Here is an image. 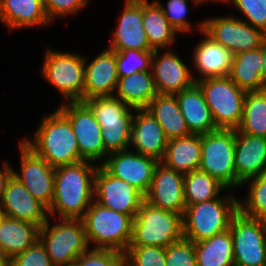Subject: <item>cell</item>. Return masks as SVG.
Here are the masks:
<instances>
[{"instance_id": "681fc988", "label": "cell", "mask_w": 266, "mask_h": 266, "mask_svg": "<svg viewBox=\"0 0 266 266\" xmlns=\"http://www.w3.org/2000/svg\"><path fill=\"white\" fill-rule=\"evenodd\" d=\"M6 217L7 216H6L5 209H4V207H3V205H2V203L0 201V225L5 220Z\"/></svg>"}, {"instance_id": "f35d334b", "label": "cell", "mask_w": 266, "mask_h": 266, "mask_svg": "<svg viewBox=\"0 0 266 266\" xmlns=\"http://www.w3.org/2000/svg\"><path fill=\"white\" fill-rule=\"evenodd\" d=\"M154 1L159 5L164 16L167 18L170 25L178 32V34L180 32L182 34H187L188 32L193 31V24L190 23V20H188V18H186L189 9L187 1L190 0H168L167 7L164 6L163 3L159 0ZM191 1H193V4H195L196 6L200 4L203 5V2H205L204 0Z\"/></svg>"}, {"instance_id": "83f0119b", "label": "cell", "mask_w": 266, "mask_h": 266, "mask_svg": "<svg viewBox=\"0 0 266 266\" xmlns=\"http://www.w3.org/2000/svg\"><path fill=\"white\" fill-rule=\"evenodd\" d=\"M200 159L201 135L190 134L168 140L166 153L161 162L185 175L199 169Z\"/></svg>"}, {"instance_id": "7dc6e473", "label": "cell", "mask_w": 266, "mask_h": 266, "mask_svg": "<svg viewBox=\"0 0 266 266\" xmlns=\"http://www.w3.org/2000/svg\"><path fill=\"white\" fill-rule=\"evenodd\" d=\"M263 69H262V81L266 86V40L263 43Z\"/></svg>"}, {"instance_id": "f1b7e54d", "label": "cell", "mask_w": 266, "mask_h": 266, "mask_svg": "<svg viewBox=\"0 0 266 266\" xmlns=\"http://www.w3.org/2000/svg\"><path fill=\"white\" fill-rule=\"evenodd\" d=\"M39 239V227L6 217L0 225V251L11 260Z\"/></svg>"}, {"instance_id": "4dcf8cb0", "label": "cell", "mask_w": 266, "mask_h": 266, "mask_svg": "<svg viewBox=\"0 0 266 266\" xmlns=\"http://www.w3.org/2000/svg\"><path fill=\"white\" fill-rule=\"evenodd\" d=\"M143 29L153 50L172 49L178 35L155 1L143 0Z\"/></svg>"}, {"instance_id": "5b68a950", "label": "cell", "mask_w": 266, "mask_h": 266, "mask_svg": "<svg viewBox=\"0 0 266 266\" xmlns=\"http://www.w3.org/2000/svg\"><path fill=\"white\" fill-rule=\"evenodd\" d=\"M183 238V215L160 209L144 200L133 219L129 246L166 248Z\"/></svg>"}, {"instance_id": "ffe728a7", "label": "cell", "mask_w": 266, "mask_h": 266, "mask_svg": "<svg viewBox=\"0 0 266 266\" xmlns=\"http://www.w3.org/2000/svg\"><path fill=\"white\" fill-rule=\"evenodd\" d=\"M87 60L85 57L84 101L114 96L119 79L115 51L106 48L91 62Z\"/></svg>"}, {"instance_id": "1f68e13d", "label": "cell", "mask_w": 266, "mask_h": 266, "mask_svg": "<svg viewBox=\"0 0 266 266\" xmlns=\"http://www.w3.org/2000/svg\"><path fill=\"white\" fill-rule=\"evenodd\" d=\"M198 266H234L233 239L230 229L194 243Z\"/></svg>"}, {"instance_id": "cb8c5ba5", "label": "cell", "mask_w": 266, "mask_h": 266, "mask_svg": "<svg viewBox=\"0 0 266 266\" xmlns=\"http://www.w3.org/2000/svg\"><path fill=\"white\" fill-rule=\"evenodd\" d=\"M0 20L11 32L51 22L42 0H0Z\"/></svg>"}, {"instance_id": "f546056e", "label": "cell", "mask_w": 266, "mask_h": 266, "mask_svg": "<svg viewBox=\"0 0 266 266\" xmlns=\"http://www.w3.org/2000/svg\"><path fill=\"white\" fill-rule=\"evenodd\" d=\"M157 94L152 71H144L120 77L114 96L133 109H143Z\"/></svg>"}, {"instance_id": "8fae6325", "label": "cell", "mask_w": 266, "mask_h": 266, "mask_svg": "<svg viewBox=\"0 0 266 266\" xmlns=\"http://www.w3.org/2000/svg\"><path fill=\"white\" fill-rule=\"evenodd\" d=\"M58 109L72 125L80 156L86 161L99 162L101 165L106 160L108 153L103 145L101 125L96 120L91 108L83 101H75L64 102Z\"/></svg>"}, {"instance_id": "603a6c76", "label": "cell", "mask_w": 266, "mask_h": 266, "mask_svg": "<svg viewBox=\"0 0 266 266\" xmlns=\"http://www.w3.org/2000/svg\"><path fill=\"white\" fill-rule=\"evenodd\" d=\"M130 147L134 151L162 161L168 144L165 133L157 120L143 109H134Z\"/></svg>"}, {"instance_id": "d590c367", "label": "cell", "mask_w": 266, "mask_h": 266, "mask_svg": "<svg viewBox=\"0 0 266 266\" xmlns=\"http://www.w3.org/2000/svg\"><path fill=\"white\" fill-rule=\"evenodd\" d=\"M101 124L120 122L134 109L115 96L94 97L84 101Z\"/></svg>"}, {"instance_id": "8d00e7d4", "label": "cell", "mask_w": 266, "mask_h": 266, "mask_svg": "<svg viewBox=\"0 0 266 266\" xmlns=\"http://www.w3.org/2000/svg\"><path fill=\"white\" fill-rule=\"evenodd\" d=\"M133 111L122 121L101 124L102 141L105 151L109 154L130 148Z\"/></svg>"}, {"instance_id": "836d02e7", "label": "cell", "mask_w": 266, "mask_h": 266, "mask_svg": "<svg viewBox=\"0 0 266 266\" xmlns=\"http://www.w3.org/2000/svg\"><path fill=\"white\" fill-rule=\"evenodd\" d=\"M240 133L266 137V89L246 92Z\"/></svg>"}, {"instance_id": "44dd1931", "label": "cell", "mask_w": 266, "mask_h": 266, "mask_svg": "<svg viewBox=\"0 0 266 266\" xmlns=\"http://www.w3.org/2000/svg\"><path fill=\"white\" fill-rule=\"evenodd\" d=\"M1 203L8 218L27 221L41 228L48 220V209L14 176L8 182Z\"/></svg>"}, {"instance_id": "74e56055", "label": "cell", "mask_w": 266, "mask_h": 266, "mask_svg": "<svg viewBox=\"0 0 266 266\" xmlns=\"http://www.w3.org/2000/svg\"><path fill=\"white\" fill-rule=\"evenodd\" d=\"M115 54L119 78L136 72L151 71L154 51L127 49L115 51Z\"/></svg>"}, {"instance_id": "7bdbcfd3", "label": "cell", "mask_w": 266, "mask_h": 266, "mask_svg": "<svg viewBox=\"0 0 266 266\" xmlns=\"http://www.w3.org/2000/svg\"><path fill=\"white\" fill-rule=\"evenodd\" d=\"M166 266H198L194 243L185 238L165 248Z\"/></svg>"}, {"instance_id": "b9f144b4", "label": "cell", "mask_w": 266, "mask_h": 266, "mask_svg": "<svg viewBox=\"0 0 266 266\" xmlns=\"http://www.w3.org/2000/svg\"><path fill=\"white\" fill-rule=\"evenodd\" d=\"M233 4L245 17L242 19L266 33V0H225L223 4Z\"/></svg>"}, {"instance_id": "9c48e42d", "label": "cell", "mask_w": 266, "mask_h": 266, "mask_svg": "<svg viewBox=\"0 0 266 266\" xmlns=\"http://www.w3.org/2000/svg\"><path fill=\"white\" fill-rule=\"evenodd\" d=\"M44 57L42 77L58 90L65 102H84V55L46 48Z\"/></svg>"}, {"instance_id": "484cf974", "label": "cell", "mask_w": 266, "mask_h": 266, "mask_svg": "<svg viewBox=\"0 0 266 266\" xmlns=\"http://www.w3.org/2000/svg\"><path fill=\"white\" fill-rule=\"evenodd\" d=\"M145 109L160 124L168 140L191 134L175 94L158 93Z\"/></svg>"}, {"instance_id": "f6af8a7d", "label": "cell", "mask_w": 266, "mask_h": 266, "mask_svg": "<svg viewBox=\"0 0 266 266\" xmlns=\"http://www.w3.org/2000/svg\"><path fill=\"white\" fill-rule=\"evenodd\" d=\"M46 13L51 22L55 17H65L78 14L79 10L84 9L90 0H42Z\"/></svg>"}, {"instance_id": "ba28073f", "label": "cell", "mask_w": 266, "mask_h": 266, "mask_svg": "<svg viewBox=\"0 0 266 266\" xmlns=\"http://www.w3.org/2000/svg\"><path fill=\"white\" fill-rule=\"evenodd\" d=\"M49 219L39 228V240L45 246L52 265L74 263L89 249L82 219L59 218L53 226Z\"/></svg>"}, {"instance_id": "bcb514c9", "label": "cell", "mask_w": 266, "mask_h": 266, "mask_svg": "<svg viewBox=\"0 0 266 266\" xmlns=\"http://www.w3.org/2000/svg\"><path fill=\"white\" fill-rule=\"evenodd\" d=\"M3 162V168L0 170V201L7 188L9 180L13 176V167L5 160Z\"/></svg>"}, {"instance_id": "d6986e66", "label": "cell", "mask_w": 266, "mask_h": 266, "mask_svg": "<svg viewBox=\"0 0 266 266\" xmlns=\"http://www.w3.org/2000/svg\"><path fill=\"white\" fill-rule=\"evenodd\" d=\"M197 24V30L204 38L197 42L195 50L192 51L193 68L200 74L194 78V81L228 76L233 63V53L203 31L204 20Z\"/></svg>"}, {"instance_id": "7402d4cb", "label": "cell", "mask_w": 266, "mask_h": 266, "mask_svg": "<svg viewBox=\"0 0 266 266\" xmlns=\"http://www.w3.org/2000/svg\"><path fill=\"white\" fill-rule=\"evenodd\" d=\"M234 167L236 179L245 181L266 172V137L240 133L235 129Z\"/></svg>"}, {"instance_id": "d6a6232c", "label": "cell", "mask_w": 266, "mask_h": 266, "mask_svg": "<svg viewBox=\"0 0 266 266\" xmlns=\"http://www.w3.org/2000/svg\"><path fill=\"white\" fill-rule=\"evenodd\" d=\"M228 192L216 178L199 170L184 175V197L186 205H193L218 198Z\"/></svg>"}, {"instance_id": "3957f363", "label": "cell", "mask_w": 266, "mask_h": 266, "mask_svg": "<svg viewBox=\"0 0 266 266\" xmlns=\"http://www.w3.org/2000/svg\"><path fill=\"white\" fill-rule=\"evenodd\" d=\"M225 195L214 200L186 205L183 214L185 239L196 243L229 229L232 217L239 211V199L234 196L233 190Z\"/></svg>"}, {"instance_id": "e575fe53", "label": "cell", "mask_w": 266, "mask_h": 266, "mask_svg": "<svg viewBox=\"0 0 266 266\" xmlns=\"http://www.w3.org/2000/svg\"><path fill=\"white\" fill-rule=\"evenodd\" d=\"M248 192L243 202H238L239 211L248 217L266 222V175H260L245 181Z\"/></svg>"}, {"instance_id": "4316f807", "label": "cell", "mask_w": 266, "mask_h": 266, "mask_svg": "<svg viewBox=\"0 0 266 266\" xmlns=\"http://www.w3.org/2000/svg\"><path fill=\"white\" fill-rule=\"evenodd\" d=\"M263 45L233 56L229 78L246 92L266 89L262 81Z\"/></svg>"}, {"instance_id": "ac0fdd59", "label": "cell", "mask_w": 266, "mask_h": 266, "mask_svg": "<svg viewBox=\"0 0 266 266\" xmlns=\"http://www.w3.org/2000/svg\"><path fill=\"white\" fill-rule=\"evenodd\" d=\"M118 22L108 49L154 51L143 29V0H125Z\"/></svg>"}, {"instance_id": "9a60e30c", "label": "cell", "mask_w": 266, "mask_h": 266, "mask_svg": "<svg viewBox=\"0 0 266 266\" xmlns=\"http://www.w3.org/2000/svg\"><path fill=\"white\" fill-rule=\"evenodd\" d=\"M158 163L153 157L127 149L109 153L101 165L111 175L132 185L145 196L150 189Z\"/></svg>"}, {"instance_id": "52a82bcc", "label": "cell", "mask_w": 266, "mask_h": 266, "mask_svg": "<svg viewBox=\"0 0 266 266\" xmlns=\"http://www.w3.org/2000/svg\"><path fill=\"white\" fill-rule=\"evenodd\" d=\"M195 83L202 90L216 127L237 129L243 118L246 91L229 76L205 78Z\"/></svg>"}, {"instance_id": "60d3db41", "label": "cell", "mask_w": 266, "mask_h": 266, "mask_svg": "<svg viewBox=\"0 0 266 266\" xmlns=\"http://www.w3.org/2000/svg\"><path fill=\"white\" fill-rule=\"evenodd\" d=\"M76 266H127L125 252L89 248L75 261Z\"/></svg>"}, {"instance_id": "7c38bea8", "label": "cell", "mask_w": 266, "mask_h": 266, "mask_svg": "<svg viewBox=\"0 0 266 266\" xmlns=\"http://www.w3.org/2000/svg\"><path fill=\"white\" fill-rule=\"evenodd\" d=\"M205 19L203 31L233 55L257 49L266 40L263 30L251 26L239 17L228 15Z\"/></svg>"}, {"instance_id": "d4e9b609", "label": "cell", "mask_w": 266, "mask_h": 266, "mask_svg": "<svg viewBox=\"0 0 266 266\" xmlns=\"http://www.w3.org/2000/svg\"><path fill=\"white\" fill-rule=\"evenodd\" d=\"M175 95L191 134L203 135L218 129L202 90L196 83Z\"/></svg>"}, {"instance_id": "816d5d0a", "label": "cell", "mask_w": 266, "mask_h": 266, "mask_svg": "<svg viewBox=\"0 0 266 266\" xmlns=\"http://www.w3.org/2000/svg\"><path fill=\"white\" fill-rule=\"evenodd\" d=\"M59 266H76L75 263L68 264V265H59Z\"/></svg>"}, {"instance_id": "2e32d148", "label": "cell", "mask_w": 266, "mask_h": 266, "mask_svg": "<svg viewBox=\"0 0 266 266\" xmlns=\"http://www.w3.org/2000/svg\"><path fill=\"white\" fill-rule=\"evenodd\" d=\"M145 201L163 210L184 214V175L159 161Z\"/></svg>"}, {"instance_id": "e0dca14e", "label": "cell", "mask_w": 266, "mask_h": 266, "mask_svg": "<svg viewBox=\"0 0 266 266\" xmlns=\"http://www.w3.org/2000/svg\"><path fill=\"white\" fill-rule=\"evenodd\" d=\"M173 50L163 49L162 54L154 50L151 71L157 93L176 94L195 83L196 75L193 76L189 66Z\"/></svg>"}, {"instance_id": "30bf717a", "label": "cell", "mask_w": 266, "mask_h": 266, "mask_svg": "<svg viewBox=\"0 0 266 266\" xmlns=\"http://www.w3.org/2000/svg\"><path fill=\"white\" fill-rule=\"evenodd\" d=\"M234 266H266V222L238 211L231 219Z\"/></svg>"}, {"instance_id": "ab89813d", "label": "cell", "mask_w": 266, "mask_h": 266, "mask_svg": "<svg viewBox=\"0 0 266 266\" xmlns=\"http://www.w3.org/2000/svg\"><path fill=\"white\" fill-rule=\"evenodd\" d=\"M125 254L127 266H166L164 247L129 246Z\"/></svg>"}, {"instance_id": "4fadbf2b", "label": "cell", "mask_w": 266, "mask_h": 266, "mask_svg": "<svg viewBox=\"0 0 266 266\" xmlns=\"http://www.w3.org/2000/svg\"><path fill=\"white\" fill-rule=\"evenodd\" d=\"M20 168L13 176L48 210L54 195L55 168L20 141Z\"/></svg>"}, {"instance_id": "8992f818", "label": "cell", "mask_w": 266, "mask_h": 266, "mask_svg": "<svg viewBox=\"0 0 266 266\" xmlns=\"http://www.w3.org/2000/svg\"><path fill=\"white\" fill-rule=\"evenodd\" d=\"M234 155L235 129L218 128L203 134L198 170L216 178L227 189L238 190L242 184L236 179Z\"/></svg>"}, {"instance_id": "f907efd6", "label": "cell", "mask_w": 266, "mask_h": 266, "mask_svg": "<svg viewBox=\"0 0 266 266\" xmlns=\"http://www.w3.org/2000/svg\"><path fill=\"white\" fill-rule=\"evenodd\" d=\"M205 1V3H207V2H215V3H218V2H220V3H223L225 0H204Z\"/></svg>"}, {"instance_id": "ee69618b", "label": "cell", "mask_w": 266, "mask_h": 266, "mask_svg": "<svg viewBox=\"0 0 266 266\" xmlns=\"http://www.w3.org/2000/svg\"><path fill=\"white\" fill-rule=\"evenodd\" d=\"M10 266H53L45 246L38 239L23 253L10 260Z\"/></svg>"}, {"instance_id": "6da1fadb", "label": "cell", "mask_w": 266, "mask_h": 266, "mask_svg": "<svg viewBox=\"0 0 266 266\" xmlns=\"http://www.w3.org/2000/svg\"><path fill=\"white\" fill-rule=\"evenodd\" d=\"M98 166L80 161L55 168L54 195L48 210L51 218L82 219L94 201L95 174ZM59 216V217H58Z\"/></svg>"}, {"instance_id": "7a4b0ae2", "label": "cell", "mask_w": 266, "mask_h": 266, "mask_svg": "<svg viewBox=\"0 0 266 266\" xmlns=\"http://www.w3.org/2000/svg\"><path fill=\"white\" fill-rule=\"evenodd\" d=\"M33 139L21 141L35 154L44 158L52 167L71 165L84 159L69 119L57 108L40 121Z\"/></svg>"}, {"instance_id": "5bb4252c", "label": "cell", "mask_w": 266, "mask_h": 266, "mask_svg": "<svg viewBox=\"0 0 266 266\" xmlns=\"http://www.w3.org/2000/svg\"><path fill=\"white\" fill-rule=\"evenodd\" d=\"M94 200L134 219L145 196L132 185L111 175L99 164L95 174Z\"/></svg>"}, {"instance_id": "c3c4849f", "label": "cell", "mask_w": 266, "mask_h": 266, "mask_svg": "<svg viewBox=\"0 0 266 266\" xmlns=\"http://www.w3.org/2000/svg\"><path fill=\"white\" fill-rule=\"evenodd\" d=\"M0 266H10V260L0 251Z\"/></svg>"}, {"instance_id": "277c9868", "label": "cell", "mask_w": 266, "mask_h": 266, "mask_svg": "<svg viewBox=\"0 0 266 266\" xmlns=\"http://www.w3.org/2000/svg\"><path fill=\"white\" fill-rule=\"evenodd\" d=\"M82 221L90 248L125 252L129 247L133 228L131 216L104 207L94 200Z\"/></svg>"}]
</instances>
